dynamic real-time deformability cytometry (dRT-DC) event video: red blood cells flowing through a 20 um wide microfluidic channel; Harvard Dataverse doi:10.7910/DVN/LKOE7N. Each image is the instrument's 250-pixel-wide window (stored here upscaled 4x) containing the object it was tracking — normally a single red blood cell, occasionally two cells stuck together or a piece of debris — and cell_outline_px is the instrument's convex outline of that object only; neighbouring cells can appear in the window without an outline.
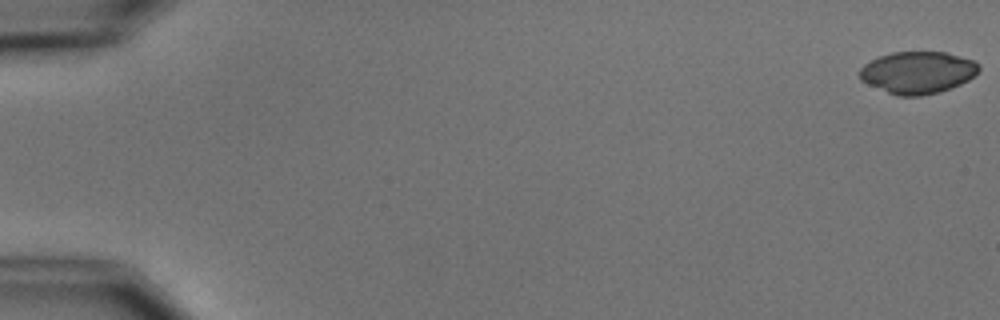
{"species": "common noctule bat (a hibernating species)", "species_latin": "Nyctalus noctula", "temperature_condition": "cold", "stored_images_in_passage": 6, "camera_frame_rate_fps": 3000, "um_per_image_px": 0.085, "animal": {"sex": "male", "body_mass_g": 15.6}, "frame": {"image": 1, "passage_image": 1, "time_ms": 0.0, "image_size_px": [1000, 320], "cell_outline_px": [[980, 68], [968, 80], [952, 88], [940, 92], [920, 96], [896, 96], [868, 84], [860, 80], [860, 68], [864, 64], [880, 56], [892, 52], [944, 52], [972, 60], [980, 64]], "centroid_in_image_um": [77.99, 6.17], "position_along_channel_um": 7.0, "area_um2": 29.13}}
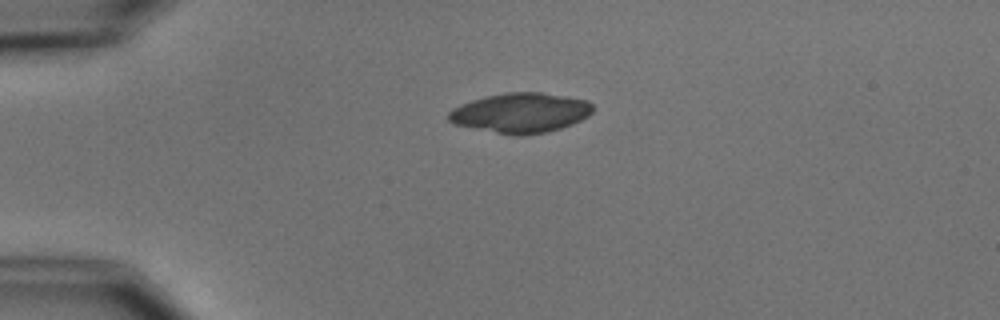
{"frame": {"image": 2, "passage_image": 4, "time_ms": 4.333, "image_size_px": [1000, 320], "cell_outline_px": [[592, 112], [588, 116], [572, 124], [548, 132], [520, 136], [516, 136], [452, 124], [448, 120], [448, 112], [452, 108], [460, 104], [484, 96], [508, 92], [540, 92], [588, 100], [592, 104]], "centroid_in_image_um": [44.23, 9.59], "position_along_channel_um": 40.8, "area_um2": 33.58}}